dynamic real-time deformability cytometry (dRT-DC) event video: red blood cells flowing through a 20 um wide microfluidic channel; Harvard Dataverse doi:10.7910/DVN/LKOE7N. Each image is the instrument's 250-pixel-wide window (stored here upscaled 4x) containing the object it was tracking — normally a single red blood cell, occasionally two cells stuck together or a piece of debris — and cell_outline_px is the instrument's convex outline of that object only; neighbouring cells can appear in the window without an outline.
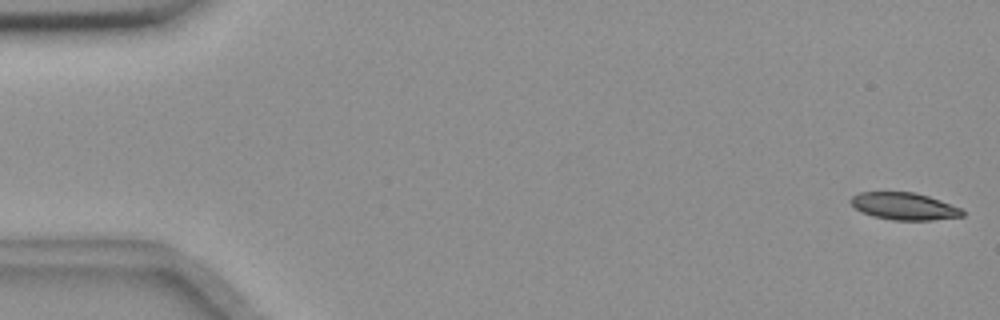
{"species": "common noctule bat (a hibernating species)", "species_latin": "Nyctalus noctula", "temperature_condition": "room temperature", "stored_images_in_passage": 16, "camera_frame_rate_fps": 3000, "um_per_image_px": 0.085, "animal": {"sex": "female", "body_mass_g": 18.4}, "frame": {"image": 1, "passage_image": 1, "time_ms": 0.0, "image_size_px": [1000, 320], "cell_outline_px": [[964, 216], [932, 220], [892, 220], [872, 216], [860, 212], [848, 200], [852, 196], [860, 192], [912, 192], [928, 196], [940, 200], [960, 208], [964, 212]], "centroid_in_image_um": [76.82, 17.53], "position_along_channel_um": 8.2, "area_um2": 17.69}}